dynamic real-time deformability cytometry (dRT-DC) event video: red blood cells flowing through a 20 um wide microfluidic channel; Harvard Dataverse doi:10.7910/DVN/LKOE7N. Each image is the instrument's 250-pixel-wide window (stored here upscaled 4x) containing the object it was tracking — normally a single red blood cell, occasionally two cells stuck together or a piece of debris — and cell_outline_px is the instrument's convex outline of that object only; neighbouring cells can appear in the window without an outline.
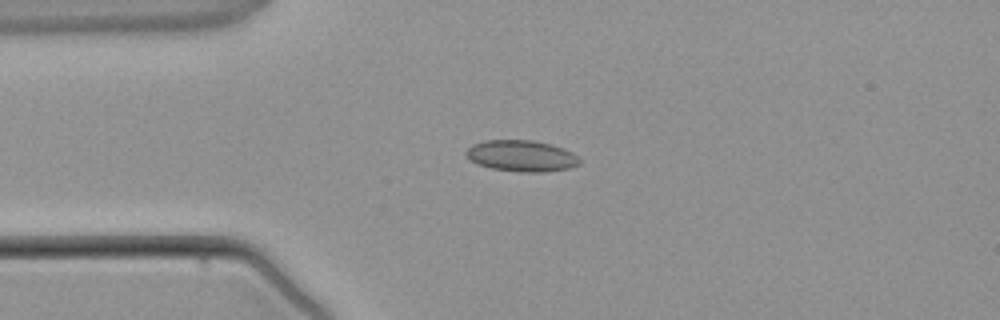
{"species": "common noctule bat (a hibernating species)", "species_latin": "Nyctalus noctula", "temperature_condition": "warm", "stored_images_in_passage": 2, "camera_frame_rate_fps": 3000, "um_per_image_px": 0.085, "animal": {"sex": "male", "body_mass_g": 21.5, "forearm_length_mm": 52.0}, "frame": {"image": 1, "passage_image": 1, "time_ms": 0.0, "image_size_px": [1000, 320], "cell_outline_px": [[580, 164], [568, 168], [544, 172], [520, 172], [492, 168], [476, 164], [464, 152], [472, 144], [484, 140], [532, 140], [552, 144], [564, 148], [572, 152], [580, 160]], "centroid_in_image_um": [44.33, 13.24], "position_along_channel_um": 40.7, "area_um2": 20.69}}